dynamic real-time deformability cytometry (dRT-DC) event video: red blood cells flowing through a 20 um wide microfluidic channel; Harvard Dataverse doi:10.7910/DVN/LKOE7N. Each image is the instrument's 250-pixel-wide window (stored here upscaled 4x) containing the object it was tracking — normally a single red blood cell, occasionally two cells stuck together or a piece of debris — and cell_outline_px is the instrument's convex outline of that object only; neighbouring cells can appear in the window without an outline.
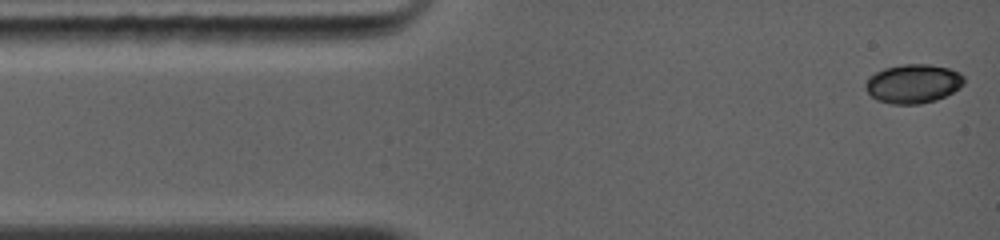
{"species": "common noctule bat (a hibernating species)", "species_latin": "Nyctalus noctula", "temperature_condition": "warm", "stored_images_in_passage": 34, "camera_frame_rate_fps": 5000, "um_per_image_px": 0.085, "animal": {"sex": "female", "body_mass_g": 19.0, "forearm_length_mm": 56.7}, "frame": {"image": 1, "passage_image": 1, "time_ms": 0.0, "image_size_px": [1000, 240], "cell_outline_px": [[964, 84], [960, 88], [936, 100], [920, 104], [892, 104], [876, 100], [864, 88], [864, 84], [868, 76], [884, 68], [904, 64], [928, 64], [948, 68], [960, 72], [964, 76]], "centroid_in_image_um": [77.6, 7.11], "position_along_channel_um": 7.4, "area_um2": 22.54}}
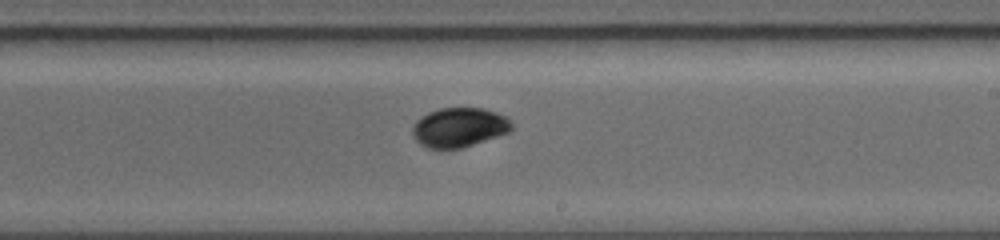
{"frame": {"image": 2, "passage_image": 15, "time_ms": 7.2, "image_size_px": [1000, 240], "cell_outline_px": [[512, 128], [508, 132], [460, 148], [428, 148], [420, 144], [412, 136], [412, 128], [416, 120], [420, 116], [428, 112], [440, 108], [484, 108], [496, 112], [504, 116], [512, 124]], "centroid_in_image_um": [38.97, 10.81], "position_along_channel_um": 250.0, "area_um2": 22.54}}
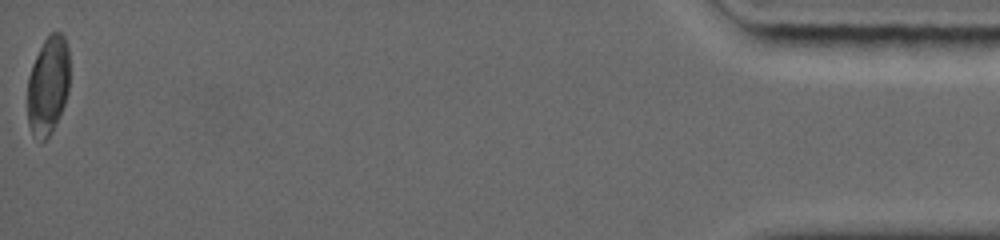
{"frame": {"image": 3, "passage_image": 34, "time_ms": 14.6, "image_size_px": [1000, 240], "cell_outline_px": [[68, 92], [64, 104], [56, 124], [52, 132], [40, 144], [32, 136], [28, 124], [28, 76], [32, 64], [44, 40], [52, 32], [60, 32], [64, 36], [68, 48]], "centroid_in_image_um": [4.06, 7.32], "position_along_channel_um": 431.1, "area_um2": 24.28}, "authors_computed_cell_mechanics": {"area_um2": 22.8888, "velocity_mm_per_s": 4.35, "shape_relaxation_time_tau1_ms": 2.8218, "shape_relaxation_time_tau2_ms": 1.2307, "deformation_change_tau1": 0.0594, "deformation_change_tau2": 0.0196}}